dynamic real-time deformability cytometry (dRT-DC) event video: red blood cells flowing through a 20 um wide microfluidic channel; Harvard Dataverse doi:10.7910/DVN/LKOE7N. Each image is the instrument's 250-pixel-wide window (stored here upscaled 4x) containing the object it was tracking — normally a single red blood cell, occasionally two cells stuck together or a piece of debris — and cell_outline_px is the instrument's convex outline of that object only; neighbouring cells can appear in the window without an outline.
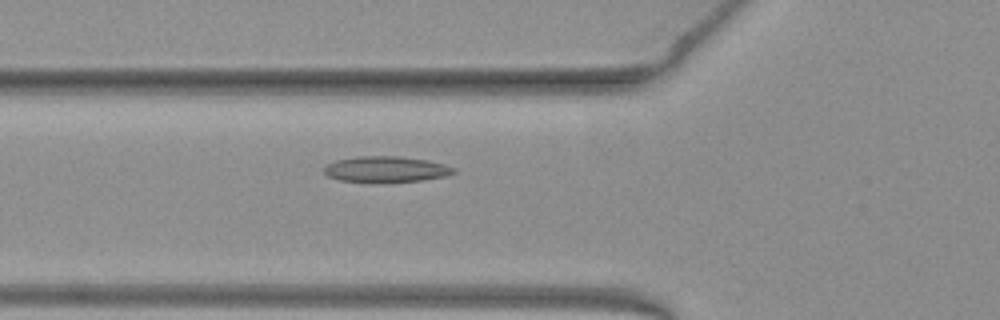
{"species": "common noctule bat (a hibernating species)", "species_latin": "Nyctalus noctula", "temperature_condition": "warm", "stored_images_in_passage": 36, "camera_frame_rate_fps": 3000, "um_per_image_px": 0.085, "animal": {"sex": "female", "body_mass_g": 19.3, "forearm_length_mm": 54.1}, "frame": {"image": 1, "passage_image": 7, "time_ms": 2.0, "image_size_px": [1000, 320], "cell_outline_px": [[456, 172], [448, 176], [424, 180], [376, 184], [340, 180], [328, 176], [324, 172], [324, 168], [328, 164], [336, 160], [356, 156], [400, 156], [428, 160], [444, 164], [456, 168]], "centroid_in_image_um": [32.84, 14.41], "position_along_channel_um": 93.0, "area_um2": 20.17}}
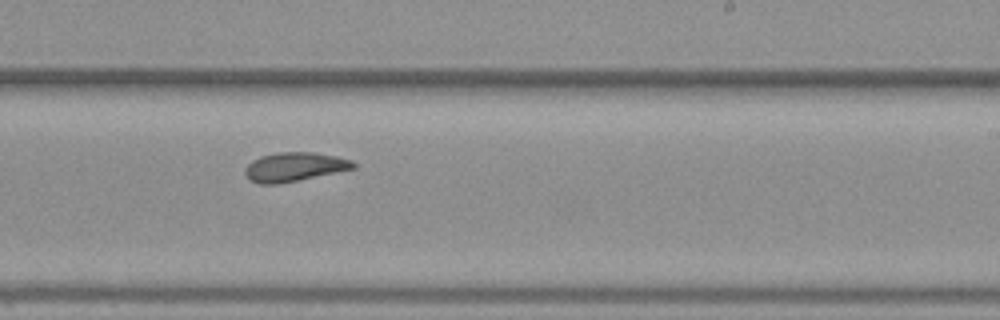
{"frame": {"image": 2, "passage_image": 20, "time_ms": 6.333, "image_size_px": [1000, 320], "cell_outline_px": [[356, 168], [280, 184], [260, 184], [248, 180], [244, 172], [244, 168], [252, 160], [260, 156], [276, 152], [312, 152], [336, 156], [352, 160], [356, 164]], "centroid_in_image_um": [24.99, 14.19], "position_along_channel_um": 264.0, "area_um2": 18.5}}
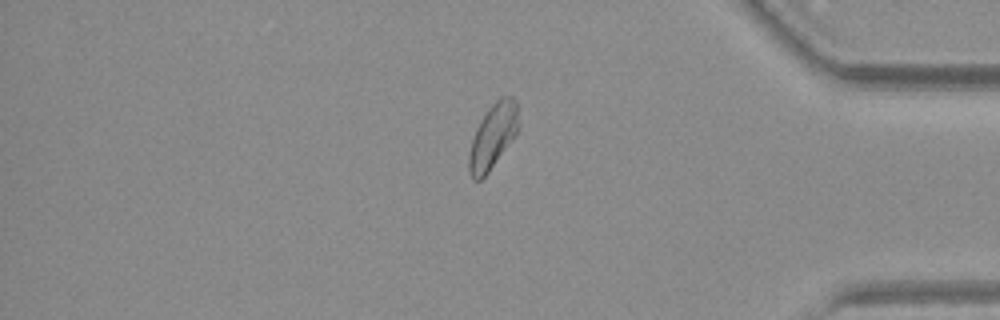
{"frame": {"image": 3, "passage_image": 32, "time_ms": 10.333, "image_size_px": [1000, 320], "cell_outline_px": [[520, 128], [516, 136], [488, 172], [480, 180], [472, 180], [468, 168], [468, 156], [472, 140], [476, 128], [480, 120], [488, 108], [500, 96], [512, 96], [516, 104], [520, 124]], "centroid_in_image_um": [41.91, 11.57], "position_along_channel_um": 393.3, "area_um2": 18.9}}